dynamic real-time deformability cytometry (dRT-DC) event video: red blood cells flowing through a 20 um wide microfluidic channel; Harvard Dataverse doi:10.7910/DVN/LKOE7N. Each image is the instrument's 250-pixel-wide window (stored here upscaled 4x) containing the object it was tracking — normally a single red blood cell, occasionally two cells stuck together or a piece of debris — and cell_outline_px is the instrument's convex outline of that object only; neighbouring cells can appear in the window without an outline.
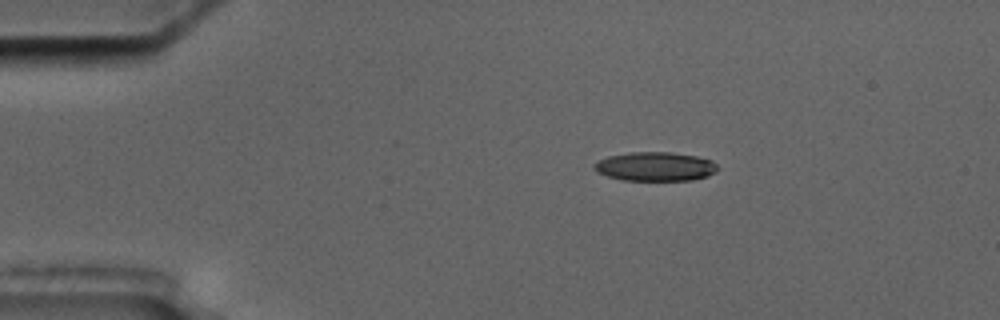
{"species": "common noctule bat (a hibernating species)", "species_latin": "Nyctalus noctula", "temperature_condition": "cold", "stored_images_in_passage": 5, "camera_frame_rate_fps": 3000, "um_per_image_px": 0.085, "animal": {"sex": "male", "body_mass_g": 17.5, "forearm_length_mm": 52.3}, "frame": {"image": 1, "passage_image": 3, "time_ms": 2.333, "image_size_px": [1000, 320], "cell_outline_px": [[720, 168], [716, 172], [708, 176], [692, 180], [624, 180], [608, 176], [596, 172], [592, 168], [592, 164], [596, 160], [608, 156], [632, 152], [672, 152], [696, 156], [712, 160]], "centroid_in_image_um": [55.68, 14.15], "position_along_channel_um": 29.3, "area_um2": 21.1}}